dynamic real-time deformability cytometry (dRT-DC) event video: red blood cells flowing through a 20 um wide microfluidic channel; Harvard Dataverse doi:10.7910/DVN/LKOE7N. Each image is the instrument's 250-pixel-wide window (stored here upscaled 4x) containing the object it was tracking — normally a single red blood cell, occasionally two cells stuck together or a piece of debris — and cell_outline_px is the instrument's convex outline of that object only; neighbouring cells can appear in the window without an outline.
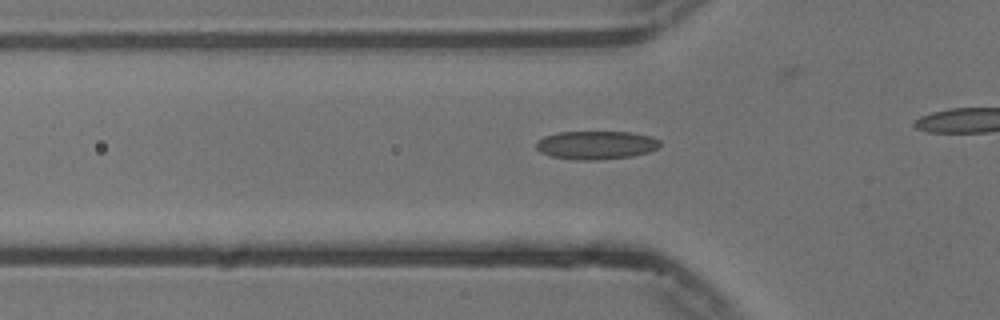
{"species": "common noctule bat (a hibernating species)", "species_latin": "Nyctalus noctula", "temperature_condition": "cold", "stored_images_in_passage": 43, "camera_frame_rate_fps": 3000, "um_per_image_px": 0.085, "animal": {"sex": "male", "body_mass_g": 13.3}, "frame": {"image": 1, "passage_image": 18, "time_ms": 5.667, "image_size_px": [1000, 320], "cell_outline_px": [[660, 148], [648, 152], [632, 156], [596, 160], [580, 160], [548, 156], [540, 152], [536, 148], [536, 144], [544, 136], [560, 132], [632, 132], [652, 136], [660, 140]], "centroid_in_image_um": [50.7, 12.33], "position_along_channel_um": 75.1, "area_um2": 20.58}}
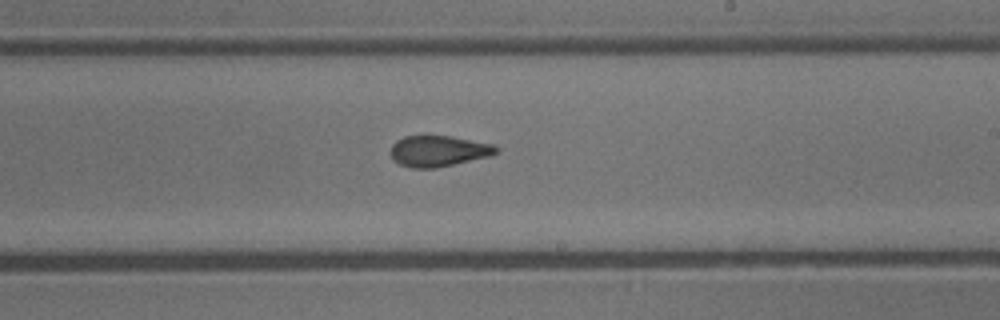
{"frame": {"image": 2, "passage_image": 32, "time_ms": 10.333, "image_size_px": [1000, 320], "cell_outline_px": [[500, 152], [488, 156], [436, 168], [412, 168], [400, 164], [392, 160], [392, 144], [396, 140], [404, 136], [424, 132], [452, 136], [496, 144], [500, 148]], "centroid_in_image_um": [37.27, 12.78], "position_along_channel_um": 251.7, "area_um2": 19.83}}
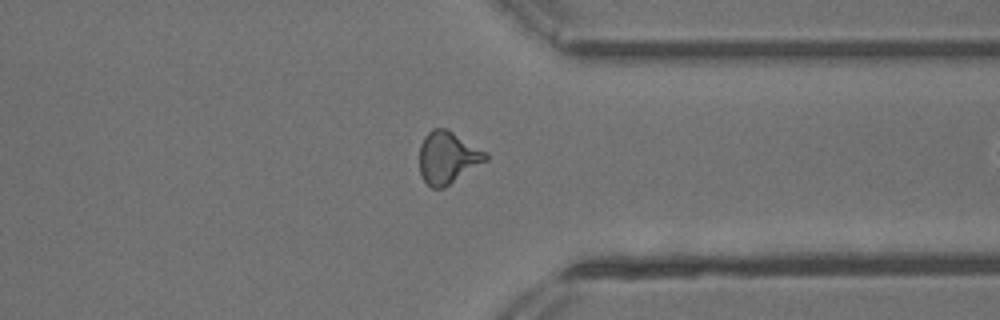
{"frame": {"image": 3, "passage_image": 42, "time_ms": 13.667, "image_size_px": [1000, 320], "cell_outline_px": [[488, 160], [444, 188], [432, 188], [424, 180], [420, 172], [420, 144], [424, 136], [432, 128], [448, 128], [488, 152]], "centroid_in_image_um": [38.08, 13.36], "position_along_channel_um": 373.3, "area_um2": 20.4}}